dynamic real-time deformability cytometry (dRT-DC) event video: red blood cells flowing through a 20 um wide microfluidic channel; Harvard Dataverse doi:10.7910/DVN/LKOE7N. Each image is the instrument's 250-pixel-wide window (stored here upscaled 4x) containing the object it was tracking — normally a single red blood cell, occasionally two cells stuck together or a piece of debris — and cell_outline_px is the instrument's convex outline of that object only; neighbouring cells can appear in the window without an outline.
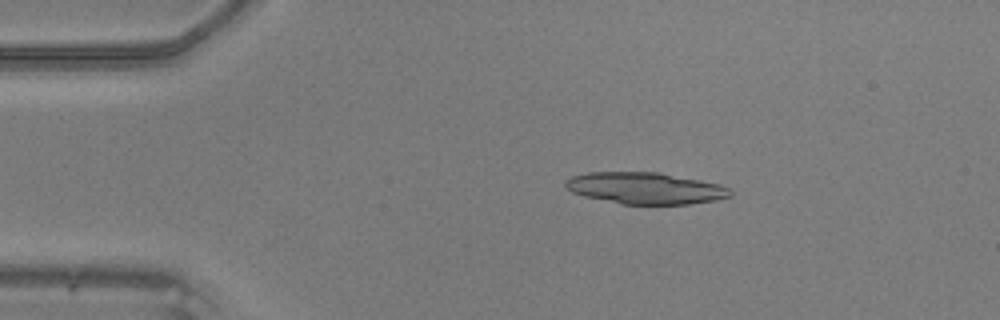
{"species": "common noctule bat (a hibernating species)", "species_latin": "Nyctalus noctula", "temperature_condition": "warm", "stored_images_in_passage": 15, "camera_frame_rate_fps": 3000, "um_per_image_px": 0.085, "animal": {"sex": "male", "body_mass_g": 20.5, "forearm_length_mm": 52.5}, "frame": {"image": 1, "passage_image": 9, "time_ms": 2.667, "image_size_px": [1000, 320], "cell_outline_px": [[732, 196], [716, 200], [688, 204], [620, 204], [584, 196], [572, 192], [564, 188], [564, 180], [572, 176], [588, 172], [656, 172], [700, 180], [720, 184], [732, 188]], "centroid_in_image_um": [54.84, 16.0], "position_along_channel_um": 30.2, "area_um2": 30.52}}